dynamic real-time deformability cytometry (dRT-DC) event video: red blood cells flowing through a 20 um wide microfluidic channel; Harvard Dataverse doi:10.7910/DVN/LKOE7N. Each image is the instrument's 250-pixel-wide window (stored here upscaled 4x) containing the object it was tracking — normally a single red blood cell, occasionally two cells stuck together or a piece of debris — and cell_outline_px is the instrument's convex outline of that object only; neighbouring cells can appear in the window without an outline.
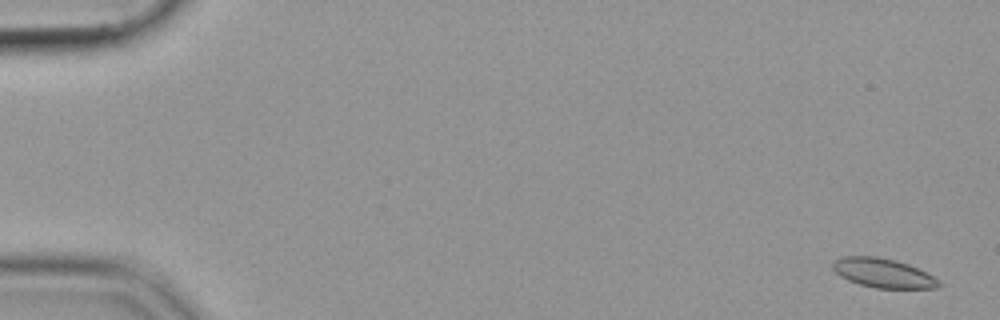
{"species": "common noctule bat (a hibernating species)", "species_latin": "Nyctalus noctula", "temperature_condition": "cold", "stored_images_in_passage": 55, "camera_frame_rate_fps": 3000, "um_per_image_px": 0.085, "animal": {"sex": "female", "body_mass_g": 19.9}, "frame": {"image": 1, "passage_image": 2, "time_ms": 0.333, "image_size_px": [1000, 320], "cell_outline_px": [[940, 284], [936, 288], [876, 288], [860, 284], [848, 280], [840, 276], [832, 268], [832, 264], [836, 260], [844, 256], [876, 256], [896, 260], [908, 264], [940, 280]], "centroid_in_image_um": [75.04, 23.2], "position_along_channel_um": 10.0, "area_um2": 17.86}}
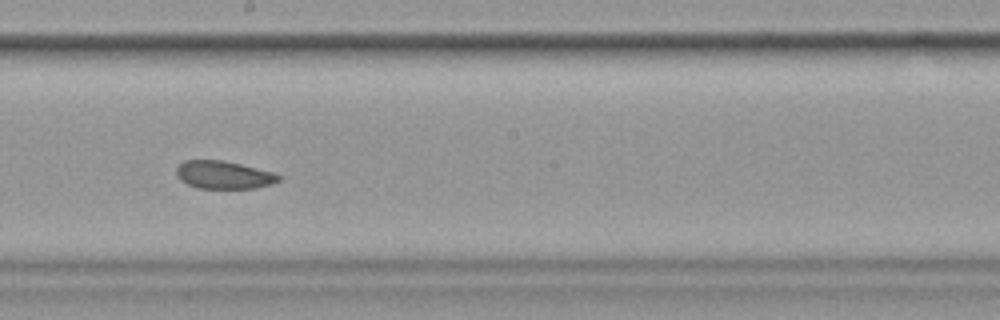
{"frame": {"image": 2, "passage_image": 32, "time_ms": 10.333, "image_size_px": [1000, 320], "cell_outline_px": [[280, 180], [272, 184], [256, 188], [196, 188], [180, 180], [176, 176], [176, 168], [184, 160], [224, 160], [276, 172], [280, 176]], "centroid_in_image_um": [19.03, 14.86], "position_along_channel_um": 229.2, "area_um2": 16.82}}
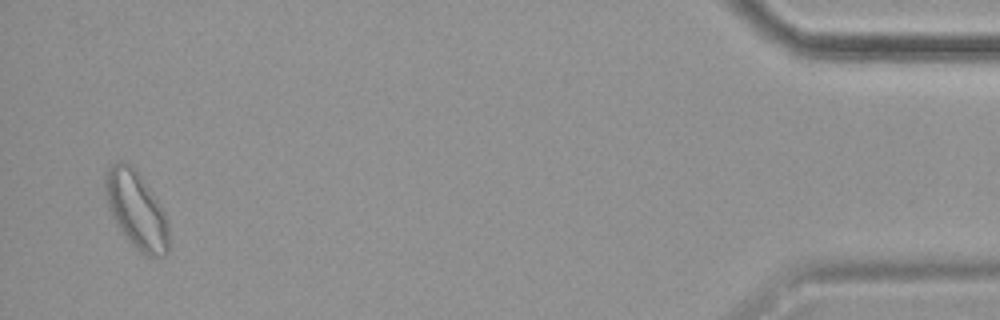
{"frame": {"image": 3, "passage_image": 54, "time_ms": 17.667, "image_size_px": [1000, 320], "cell_outline_px": [[168, 252], [164, 256], [144, 256], [124, 236], [112, 216], [108, 208], [104, 192], [104, 176], [108, 168], [116, 160], [124, 160], [132, 164], [136, 168], [152, 192], [164, 212], [168, 220]], "centroid_in_image_um": [11.56, 17.8], "position_along_channel_um": 423.6, "area_um2": 28.96}}